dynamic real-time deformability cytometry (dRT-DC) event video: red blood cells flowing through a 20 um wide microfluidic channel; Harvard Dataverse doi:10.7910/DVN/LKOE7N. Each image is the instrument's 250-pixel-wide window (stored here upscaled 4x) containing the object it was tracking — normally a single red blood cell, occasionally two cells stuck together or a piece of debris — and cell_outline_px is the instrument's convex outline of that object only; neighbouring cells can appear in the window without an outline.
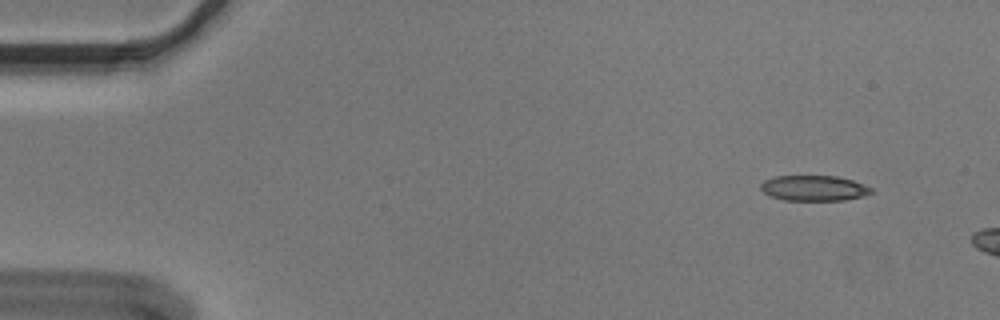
{"species": "Egyptian fruit bat (a non-hibernating species)", "species_latin": "Rousettus aegyptiacus", "temperature_condition": "cold", "stored_images_in_passage": 10, "camera_frame_rate_fps": 3000, "um_per_image_px": 0.085, "animal": {"sex": "male"}, "frame": {"image": 1, "passage_image": 4, "time_ms": 1.0, "image_size_px": [1000, 320], "cell_outline_px": [[872, 192], [864, 196], [844, 200], [784, 200], [772, 196], [764, 192], [760, 188], [760, 184], [764, 180], [776, 176], [836, 176], [852, 180], [872, 188]], "centroid_in_image_um": [69.18, 15.99], "position_along_channel_um": 15.8, "area_um2": 16.24}}